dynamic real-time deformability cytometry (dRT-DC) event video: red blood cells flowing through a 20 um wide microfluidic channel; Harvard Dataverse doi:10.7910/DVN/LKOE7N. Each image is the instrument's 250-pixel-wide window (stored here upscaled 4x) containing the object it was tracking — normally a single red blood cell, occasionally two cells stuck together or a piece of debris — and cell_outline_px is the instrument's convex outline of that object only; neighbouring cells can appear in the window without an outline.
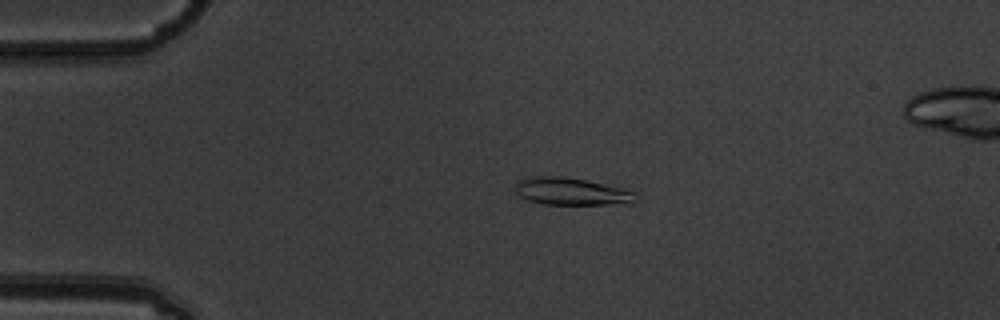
{"species": "common noctule bat (a hibernating species)", "species_latin": "Nyctalus noctula", "temperature_condition": "warm", "stored_images_in_passage": 4, "camera_frame_rate_fps": 3000, "um_per_image_px": 0.085, "animal": {"sex": "male", "body_mass_g": 19.5, "forearm_length_mm": 54.6}, "frame": {"image": 1, "passage_image": 2, "time_ms": 0.333, "image_size_px": [1000, 320], "cell_outline_px": [[632, 204], [544, 204], [528, 200], [520, 196], [516, 192], [516, 184], [520, 180], [528, 176], [560, 176], [584, 180], [624, 188], [632, 192]], "centroid_in_image_um": [48.51, 16.27], "position_along_channel_um": 36.5, "area_um2": 18.84}}